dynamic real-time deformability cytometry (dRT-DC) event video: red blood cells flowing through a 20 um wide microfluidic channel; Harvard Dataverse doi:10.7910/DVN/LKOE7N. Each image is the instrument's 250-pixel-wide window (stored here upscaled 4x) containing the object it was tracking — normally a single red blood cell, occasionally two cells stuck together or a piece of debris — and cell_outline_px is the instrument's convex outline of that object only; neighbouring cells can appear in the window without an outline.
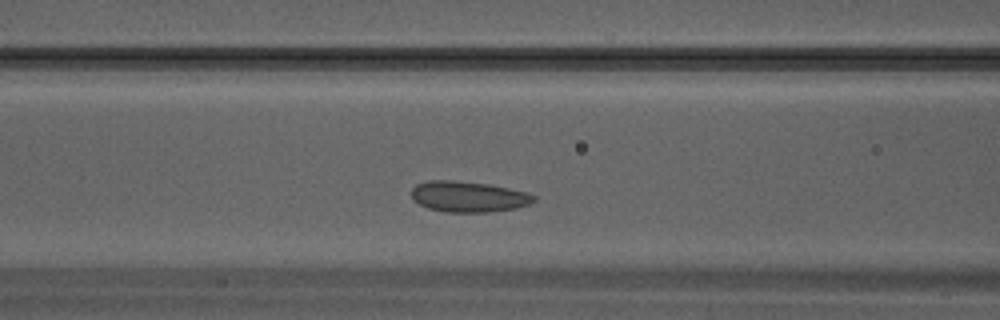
{"species": "Egyptian fruit bat (a non-hibernating species)", "species_latin": "Rousettus aegyptiacus", "temperature_condition": "warm", "stored_images_in_passage": 23, "camera_frame_rate_fps": 3000, "um_per_image_px": 0.085, "animal": {"sex": "male"}, "frame": {"image": 1, "passage_image": 7, "time_ms": 2.0, "image_size_px": [1000, 320], "cell_outline_px": [[536, 200], [528, 204], [516, 208], [488, 212], [444, 212], [428, 208], [412, 200], [412, 188], [416, 184], [428, 180], [452, 180], [488, 184], [528, 192], [536, 196]], "centroid_in_image_um": [39.8, 16.71], "position_along_channel_um": 126.8, "area_um2": 22.02}}
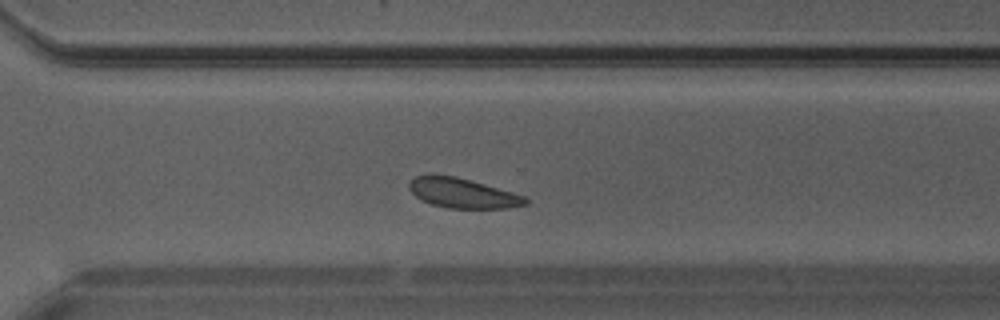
{"frame": {"image": 2, "passage_image": 17, "time_ms": 5.333, "image_size_px": [1000, 320], "cell_outline_px": [[528, 204], [508, 208], [448, 208], [432, 204], [420, 200], [408, 188], [408, 184], [416, 176], [428, 172], [432, 172], [456, 176], [484, 184], [524, 196], [528, 200]], "centroid_in_image_um": [39.25, 16.39], "position_along_channel_um": 331.4, "area_um2": 20.4}}